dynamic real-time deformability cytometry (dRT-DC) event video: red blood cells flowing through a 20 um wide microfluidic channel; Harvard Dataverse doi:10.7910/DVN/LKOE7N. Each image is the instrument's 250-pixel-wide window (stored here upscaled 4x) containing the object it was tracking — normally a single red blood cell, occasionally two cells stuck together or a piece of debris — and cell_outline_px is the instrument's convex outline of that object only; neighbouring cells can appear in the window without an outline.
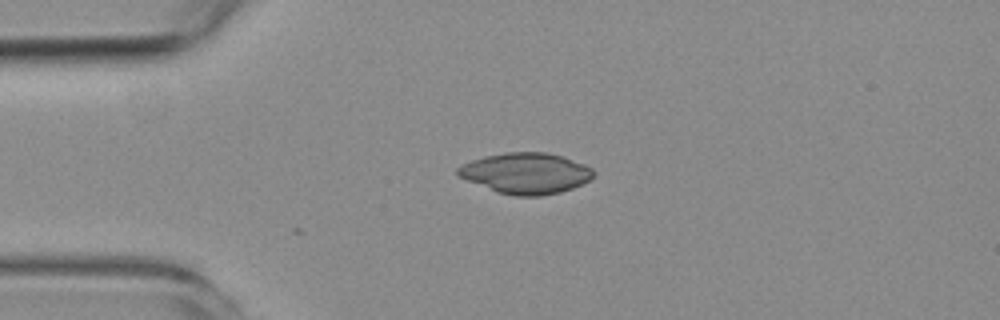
{"species": "common noctule bat (a hibernating species)", "species_latin": "Nyctalus noctula", "temperature_condition": "room temperature", "stored_images_in_passage": 9, "camera_frame_rate_fps": 3000, "um_per_image_px": 0.085, "animal": {"sex": "female", "body_mass_g": 19.3, "forearm_length_mm": 54.1}, "frame": {"image": 1, "passage_image": 1, "time_ms": 0.0, "image_size_px": [1000, 320], "cell_outline_px": [[596, 172], [588, 180], [572, 188], [560, 192], [540, 196], [512, 196], [496, 192], [456, 176], [456, 168], [472, 160], [484, 156], [504, 152], [548, 152], [564, 156], [584, 164], [592, 168]], "centroid_in_image_um": [44.67, 14.72], "position_along_channel_um": 40.3, "area_um2": 32.54}}